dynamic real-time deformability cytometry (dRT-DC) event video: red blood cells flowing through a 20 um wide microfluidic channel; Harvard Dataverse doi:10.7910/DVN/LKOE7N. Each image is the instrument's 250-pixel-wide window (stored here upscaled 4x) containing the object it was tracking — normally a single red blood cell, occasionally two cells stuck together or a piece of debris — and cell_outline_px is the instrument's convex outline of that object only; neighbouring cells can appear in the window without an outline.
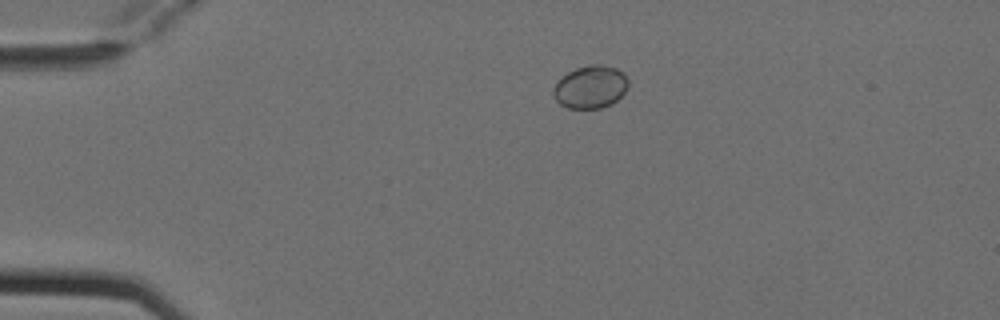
{"species": "Egyptian fruit bat (a non-hibernating species)", "species_latin": "Rousettus aegyptiacus", "temperature_condition": "cold", "stored_images_in_passage": 6, "camera_frame_rate_fps": 3000, "um_per_image_px": 0.085, "animal": {"sex": "female"}, "frame": {"image": 1, "passage_image": 4, "time_ms": 1.0, "image_size_px": [1000, 320], "cell_outline_px": [[628, 84], [624, 92], [612, 104], [600, 108], [568, 108], [560, 104], [552, 96], [552, 88], [556, 80], [568, 72], [576, 68], [588, 64], [600, 64], [616, 68], [628, 80]], "centroid_in_image_um": [50.13, 7.39], "position_along_channel_um": 34.9, "area_um2": 18.73}}
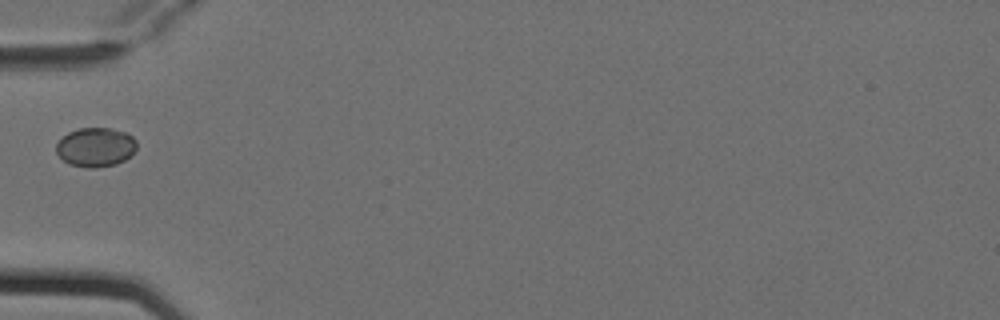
{"frame": {"image": 2, "passage_image": 6, "time_ms": 1.667, "image_size_px": [1000, 320], "cell_outline_px": [[136, 148], [124, 160], [116, 164], [96, 168], [88, 168], [68, 164], [56, 152], [56, 144], [68, 132], [80, 128], [112, 128], [124, 132], [132, 136], [136, 140]], "centroid_in_image_um": [8.11, 12.51], "position_along_channel_um": 76.9, "area_um2": 18.26}}